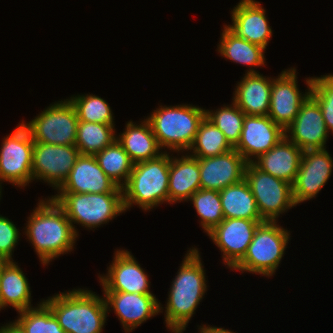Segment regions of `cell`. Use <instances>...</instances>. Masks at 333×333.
<instances>
[{
	"mask_svg": "<svg viewBox=\"0 0 333 333\" xmlns=\"http://www.w3.org/2000/svg\"><path fill=\"white\" fill-rule=\"evenodd\" d=\"M38 200L37 207L27 217L23 235L32 244L42 266H48L52 260L74 250L78 235L55 200L50 196Z\"/></svg>",
	"mask_w": 333,
	"mask_h": 333,
	"instance_id": "obj_1",
	"label": "cell"
},
{
	"mask_svg": "<svg viewBox=\"0 0 333 333\" xmlns=\"http://www.w3.org/2000/svg\"><path fill=\"white\" fill-rule=\"evenodd\" d=\"M188 249L171 282L165 307L160 303V313H164L167 329L186 328L208 289L199 249Z\"/></svg>",
	"mask_w": 333,
	"mask_h": 333,
	"instance_id": "obj_2",
	"label": "cell"
},
{
	"mask_svg": "<svg viewBox=\"0 0 333 333\" xmlns=\"http://www.w3.org/2000/svg\"><path fill=\"white\" fill-rule=\"evenodd\" d=\"M66 333H102L108 312L103 296L88 288H74L42 300Z\"/></svg>",
	"mask_w": 333,
	"mask_h": 333,
	"instance_id": "obj_3",
	"label": "cell"
},
{
	"mask_svg": "<svg viewBox=\"0 0 333 333\" xmlns=\"http://www.w3.org/2000/svg\"><path fill=\"white\" fill-rule=\"evenodd\" d=\"M170 152L133 165L127 183L122 187L125 212L133 205L152 211L163 203L169 204Z\"/></svg>",
	"mask_w": 333,
	"mask_h": 333,
	"instance_id": "obj_4",
	"label": "cell"
},
{
	"mask_svg": "<svg viewBox=\"0 0 333 333\" xmlns=\"http://www.w3.org/2000/svg\"><path fill=\"white\" fill-rule=\"evenodd\" d=\"M204 117V108L182 103L174 106L159 105L146 119L162 151L185 153L193 144Z\"/></svg>",
	"mask_w": 333,
	"mask_h": 333,
	"instance_id": "obj_5",
	"label": "cell"
},
{
	"mask_svg": "<svg viewBox=\"0 0 333 333\" xmlns=\"http://www.w3.org/2000/svg\"><path fill=\"white\" fill-rule=\"evenodd\" d=\"M290 235L278 221L260 223L244 257L231 270L272 277L286 254Z\"/></svg>",
	"mask_w": 333,
	"mask_h": 333,
	"instance_id": "obj_6",
	"label": "cell"
},
{
	"mask_svg": "<svg viewBox=\"0 0 333 333\" xmlns=\"http://www.w3.org/2000/svg\"><path fill=\"white\" fill-rule=\"evenodd\" d=\"M50 197L64 210L78 236L74 224L95 230L125 213L123 193H57Z\"/></svg>",
	"mask_w": 333,
	"mask_h": 333,
	"instance_id": "obj_7",
	"label": "cell"
},
{
	"mask_svg": "<svg viewBox=\"0 0 333 333\" xmlns=\"http://www.w3.org/2000/svg\"><path fill=\"white\" fill-rule=\"evenodd\" d=\"M34 142L54 145H75L78 115L67 98L55 101L29 122L21 121Z\"/></svg>",
	"mask_w": 333,
	"mask_h": 333,
	"instance_id": "obj_8",
	"label": "cell"
},
{
	"mask_svg": "<svg viewBox=\"0 0 333 333\" xmlns=\"http://www.w3.org/2000/svg\"><path fill=\"white\" fill-rule=\"evenodd\" d=\"M264 221H279L280 215L294 208L292 184L247 163L245 177Z\"/></svg>",
	"mask_w": 333,
	"mask_h": 333,
	"instance_id": "obj_9",
	"label": "cell"
},
{
	"mask_svg": "<svg viewBox=\"0 0 333 333\" xmlns=\"http://www.w3.org/2000/svg\"><path fill=\"white\" fill-rule=\"evenodd\" d=\"M18 124L14 131L7 134L1 142L0 186L3 182H8V184L22 189L33 182L34 141L22 122Z\"/></svg>",
	"mask_w": 333,
	"mask_h": 333,
	"instance_id": "obj_10",
	"label": "cell"
},
{
	"mask_svg": "<svg viewBox=\"0 0 333 333\" xmlns=\"http://www.w3.org/2000/svg\"><path fill=\"white\" fill-rule=\"evenodd\" d=\"M296 67L283 70L273 78L271 86L270 107L268 116L284 130L294 121L301 104L311 93L313 77L304 80L307 88L300 91Z\"/></svg>",
	"mask_w": 333,
	"mask_h": 333,
	"instance_id": "obj_11",
	"label": "cell"
},
{
	"mask_svg": "<svg viewBox=\"0 0 333 333\" xmlns=\"http://www.w3.org/2000/svg\"><path fill=\"white\" fill-rule=\"evenodd\" d=\"M79 156V150L75 145L34 142L32 158L33 181H44L56 191L68 178Z\"/></svg>",
	"mask_w": 333,
	"mask_h": 333,
	"instance_id": "obj_12",
	"label": "cell"
},
{
	"mask_svg": "<svg viewBox=\"0 0 333 333\" xmlns=\"http://www.w3.org/2000/svg\"><path fill=\"white\" fill-rule=\"evenodd\" d=\"M113 260L104 275L97 274L103 291L153 294L149 275L132 253L126 249H115Z\"/></svg>",
	"mask_w": 333,
	"mask_h": 333,
	"instance_id": "obj_13",
	"label": "cell"
},
{
	"mask_svg": "<svg viewBox=\"0 0 333 333\" xmlns=\"http://www.w3.org/2000/svg\"><path fill=\"white\" fill-rule=\"evenodd\" d=\"M264 220L224 218L207 236L221 251L223 264L232 269L245 255L255 230Z\"/></svg>",
	"mask_w": 333,
	"mask_h": 333,
	"instance_id": "obj_14",
	"label": "cell"
},
{
	"mask_svg": "<svg viewBox=\"0 0 333 333\" xmlns=\"http://www.w3.org/2000/svg\"><path fill=\"white\" fill-rule=\"evenodd\" d=\"M333 171V158L323 149L304 150L296 179L292 184L295 205L315 199Z\"/></svg>",
	"mask_w": 333,
	"mask_h": 333,
	"instance_id": "obj_15",
	"label": "cell"
},
{
	"mask_svg": "<svg viewBox=\"0 0 333 333\" xmlns=\"http://www.w3.org/2000/svg\"><path fill=\"white\" fill-rule=\"evenodd\" d=\"M107 312L114 310L125 333L132 332L151 317L160 314V300L154 294L102 291Z\"/></svg>",
	"mask_w": 333,
	"mask_h": 333,
	"instance_id": "obj_16",
	"label": "cell"
},
{
	"mask_svg": "<svg viewBox=\"0 0 333 333\" xmlns=\"http://www.w3.org/2000/svg\"><path fill=\"white\" fill-rule=\"evenodd\" d=\"M329 135L322 110L309 95L301 104L294 121L285 129V136L304 151L327 148Z\"/></svg>",
	"mask_w": 333,
	"mask_h": 333,
	"instance_id": "obj_17",
	"label": "cell"
},
{
	"mask_svg": "<svg viewBox=\"0 0 333 333\" xmlns=\"http://www.w3.org/2000/svg\"><path fill=\"white\" fill-rule=\"evenodd\" d=\"M285 137V130L268 115H245L241 137L234 147L249 163L272 149Z\"/></svg>",
	"mask_w": 333,
	"mask_h": 333,
	"instance_id": "obj_18",
	"label": "cell"
},
{
	"mask_svg": "<svg viewBox=\"0 0 333 333\" xmlns=\"http://www.w3.org/2000/svg\"><path fill=\"white\" fill-rule=\"evenodd\" d=\"M57 193H123L101 169L95 156L80 155Z\"/></svg>",
	"mask_w": 333,
	"mask_h": 333,
	"instance_id": "obj_19",
	"label": "cell"
},
{
	"mask_svg": "<svg viewBox=\"0 0 333 333\" xmlns=\"http://www.w3.org/2000/svg\"><path fill=\"white\" fill-rule=\"evenodd\" d=\"M232 24L226 26L238 37L267 49L273 35L266 10L259 1L240 0L230 11Z\"/></svg>",
	"mask_w": 333,
	"mask_h": 333,
	"instance_id": "obj_20",
	"label": "cell"
},
{
	"mask_svg": "<svg viewBox=\"0 0 333 333\" xmlns=\"http://www.w3.org/2000/svg\"><path fill=\"white\" fill-rule=\"evenodd\" d=\"M198 161L201 189L217 191L242 181L248 163L235 149L214 157L198 158Z\"/></svg>",
	"mask_w": 333,
	"mask_h": 333,
	"instance_id": "obj_21",
	"label": "cell"
},
{
	"mask_svg": "<svg viewBox=\"0 0 333 333\" xmlns=\"http://www.w3.org/2000/svg\"><path fill=\"white\" fill-rule=\"evenodd\" d=\"M243 75L235 86L232 101L246 115H268L273 77L261 73Z\"/></svg>",
	"mask_w": 333,
	"mask_h": 333,
	"instance_id": "obj_22",
	"label": "cell"
},
{
	"mask_svg": "<svg viewBox=\"0 0 333 333\" xmlns=\"http://www.w3.org/2000/svg\"><path fill=\"white\" fill-rule=\"evenodd\" d=\"M170 153L169 166V204L188 202L200 187V170L198 158L188 153Z\"/></svg>",
	"mask_w": 333,
	"mask_h": 333,
	"instance_id": "obj_23",
	"label": "cell"
},
{
	"mask_svg": "<svg viewBox=\"0 0 333 333\" xmlns=\"http://www.w3.org/2000/svg\"><path fill=\"white\" fill-rule=\"evenodd\" d=\"M303 150L286 136L253 163L262 171L293 184L298 173Z\"/></svg>",
	"mask_w": 333,
	"mask_h": 333,
	"instance_id": "obj_24",
	"label": "cell"
},
{
	"mask_svg": "<svg viewBox=\"0 0 333 333\" xmlns=\"http://www.w3.org/2000/svg\"><path fill=\"white\" fill-rule=\"evenodd\" d=\"M123 130L116 135V139L134 164L154 159L164 152L159 147L151 125L145 117L137 124L132 120L128 121Z\"/></svg>",
	"mask_w": 333,
	"mask_h": 333,
	"instance_id": "obj_25",
	"label": "cell"
},
{
	"mask_svg": "<svg viewBox=\"0 0 333 333\" xmlns=\"http://www.w3.org/2000/svg\"><path fill=\"white\" fill-rule=\"evenodd\" d=\"M31 287L16 261H9L0 271V311L12 307L15 311L30 309Z\"/></svg>",
	"mask_w": 333,
	"mask_h": 333,
	"instance_id": "obj_26",
	"label": "cell"
},
{
	"mask_svg": "<svg viewBox=\"0 0 333 333\" xmlns=\"http://www.w3.org/2000/svg\"><path fill=\"white\" fill-rule=\"evenodd\" d=\"M217 52L225 59L241 65L249 66L245 73H260L257 67L266 66L265 51L263 47L250 43L246 39L238 37L226 24L223 25Z\"/></svg>",
	"mask_w": 333,
	"mask_h": 333,
	"instance_id": "obj_27",
	"label": "cell"
},
{
	"mask_svg": "<svg viewBox=\"0 0 333 333\" xmlns=\"http://www.w3.org/2000/svg\"><path fill=\"white\" fill-rule=\"evenodd\" d=\"M224 218L263 220L245 179L219 191Z\"/></svg>",
	"mask_w": 333,
	"mask_h": 333,
	"instance_id": "obj_28",
	"label": "cell"
},
{
	"mask_svg": "<svg viewBox=\"0 0 333 333\" xmlns=\"http://www.w3.org/2000/svg\"><path fill=\"white\" fill-rule=\"evenodd\" d=\"M232 149L234 148L224 133L204 117L187 153L196 158H207L222 155Z\"/></svg>",
	"mask_w": 333,
	"mask_h": 333,
	"instance_id": "obj_29",
	"label": "cell"
},
{
	"mask_svg": "<svg viewBox=\"0 0 333 333\" xmlns=\"http://www.w3.org/2000/svg\"><path fill=\"white\" fill-rule=\"evenodd\" d=\"M115 125L79 121L75 146L80 155L95 156L116 139Z\"/></svg>",
	"mask_w": 333,
	"mask_h": 333,
	"instance_id": "obj_30",
	"label": "cell"
},
{
	"mask_svg": "<svg viewBox=\"0 0 333 333\" xmlns=\"http://www.w3.org/2000/svg\"><path fill=\"white\" fill-rule=\"evenodd\" d=\"M95 157L104 173L119 187L127 183L134 163L117 139Z\"/></svg>",
	"mask_w": 333,
	"mask_h": 333,
	"instance_id": "obj_31",
	"label": "cell"
},
{
	"mask_svg": "<svg viewBox=\"0 0 333 333\" xmlns=\"http://www.w3.org/2000/svg\"><path fill=\"white\" fill-rule=\"evenodd\" d=\"M36 307L17 312L13 320L25 333H66L51 309L42 301Z\"/></svg>",
	"mask_w": 333,
	"mask_h": 333,
	"instance_id": "obj_32",
	"label": "cell"
},
{
	"mask_svg": "<svg viewBox=\"0 0 333 333\" xmlns=\"http://www.w3.org/2000/svg\"><path fill=\"white\" fill-rule=\"evenodd\" d=\"M193 204L199 216V225L209 233L224 220L220 193L217 190L199 189L188 200Z\"/></svg>",
	"mask_w": 333,
	"mask_h": 333,
	"instance_id": "obj_33",
	"label": "cell"
},
{
	"mask_svg": "<svg viewBox=\"0 0 333 333\" xmlns=\"http://www.w3.org/2000/svg\"><path fill=\"white\" fill-rule=\"evenodd\" d=\"M216 110L205 109V117L220 129L234 148L240 140L245 113L233 102Z\"/></svg>",
	"mask_w": 333,
	"mask_h": 333,
	"instance_id": "obj_34",
	"label": "cell"
},
{
	"mask_svg": "<svg viewBox=\"0 0 333 333\" xmlns=\"http://www.w3.org/2000/svg\"><path fill=\"white\" fill-rule=\"evenodd\" d=\"M68 99L74 105L79 121L115 125V116L104 98L84 93L72 95Z\"/></svg>",
	"mask_w": 333,
	"mask_h": 333,
	"instance_id": "obj_35",
	"label": "cell"
},
{
	"mask_svg": "<svg viewBox=\"0 0 333 333\" xmlns=\"http://www.w3.org/2000/svg\"><path fill=\"white\" fill-rule=\"evenodd\" d=\"M310 95L322 110L328 132L333 133V74L314 76Z\"/></svg>",
	"mask_w": 333,
	"mask_h": 333,
	"instance_id": "obj_36",
	"label": "cell"
},
{
	"mask_svg": "<svg viewBox=\"0 0 333 333\" xmlns=\"http://www.w3.org/2000/svg\"><path fill=\"white\" fill-rule=\"evenodd\" d=\"M20 229L8 217L0 214V254L14 261L13 253L20 240Z\"/></svg>",
	"mask_w": 333,
	"mask_h": 333,
	"instance_id": "obj_37",
	"label": "cell"
},
{
	"mask_svg": "<svg viewBox=\"0 0 333 333\" xmlns=\"http://www.w3.org/2000/svg\"><path fill=\"white\" fill-rule=\"evenodd\" d=\"M202 325V326H201ZM200 326L197 325V327H199L198 329V332L199 333H235L231 330H228V329H225V328H222V327H217V326H210V325H204V324H201Z\"/></svg>",
	"mask_w": 333,
	"mask_h": 333,
	"instance_id": "obj_38",
	"label": "cell"
},
{
	"mask_svg": "<svg viewBox=\"0 0 333 333\" xmlns=\"http://www.w3.org/2000/svg\"><path fill=\"white\" fill-rule=\"evenodd\" d=\"M2 325L0 326V333H25L14 321Z\"/></svg>",
	"mask_w": 333,
	"mask_h": 333,
	"instance_id": "obj_39",
	"label": "cell"
},
{
	"mask_svg": "<svg viewBox=\"0 0 333 333\" xmlns=\"http://www.w3.org/2000/svg\"><path fill=\"white\" fill-rule=\"evenodd\" d=\"M9 261L0 254V271Z\"/></svg>",
	"mask_w": 333,
	"mask_h": 333,
	"instance_id": "obj_40",
	"label": "cell"
},
{
	"mask_svg": "<svg viewBox=\"0 0 333 333\" xmlns=\"http://www.w3.org/2000/svg\"><path fill=\"white\" fill-rule=\"evenodd\" d=\"M185 330L186 328H169L168 331L171 333H184Z\"/></svg>",
	"mask_w": 333,
	"mask_h": 333,
	"instance_id": "obj_41",
	"label": "cell"
},
{
	"mask_svg": "<svg viewBox=\"0 0 333 333\" xmlns=\"http://www.w3.org/2000/svg\"><path fill=\"white\" fill-rule=\"evenodd\" d=\"M1 197H2V186H0V200H1Z\"/></svg>",
	"mask_w": 333,
	"mask_h": 333,
	"instance_id": "obj_42",
	"label": "cell"
}]
</instances>
